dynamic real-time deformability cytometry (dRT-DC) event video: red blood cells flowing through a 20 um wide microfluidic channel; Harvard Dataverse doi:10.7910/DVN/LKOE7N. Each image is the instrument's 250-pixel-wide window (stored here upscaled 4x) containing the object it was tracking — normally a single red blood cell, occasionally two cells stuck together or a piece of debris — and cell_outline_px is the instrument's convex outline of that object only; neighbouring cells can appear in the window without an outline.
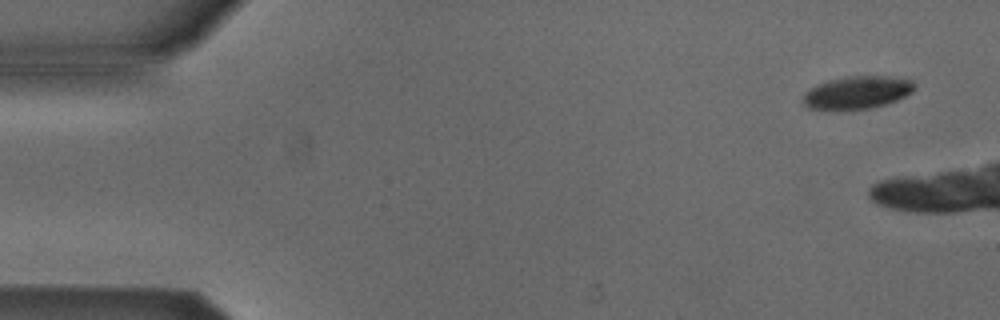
{"species": "Egyptian fruit bat (a non-hibernating species)", "species_latin": "Rousettus aegyptiacus", "temperature_condition": "cold", "stored_images_in_passage": 3, "camera_frame_rate_fps": 3000, "um_per_image_px": 0.085, "animal": {"sex": "male"}, "frame": {"image": 1, "passage_image": 1, "time_ms": 0.0, "image_size_px": [1000, 320], "cell_outline_px": [[916, 88], [912, 92], [896, 100], [872, 108], [836, 112], [808, 108], [804, 104], [804, 92], [828, 80], [844, 76], [888, 76], [912, 80], [916, 84]], "centroid_in_image_um": [72.85, 7.89], "position_along_channel_um": 12.2, "area_um2": 21.68}}